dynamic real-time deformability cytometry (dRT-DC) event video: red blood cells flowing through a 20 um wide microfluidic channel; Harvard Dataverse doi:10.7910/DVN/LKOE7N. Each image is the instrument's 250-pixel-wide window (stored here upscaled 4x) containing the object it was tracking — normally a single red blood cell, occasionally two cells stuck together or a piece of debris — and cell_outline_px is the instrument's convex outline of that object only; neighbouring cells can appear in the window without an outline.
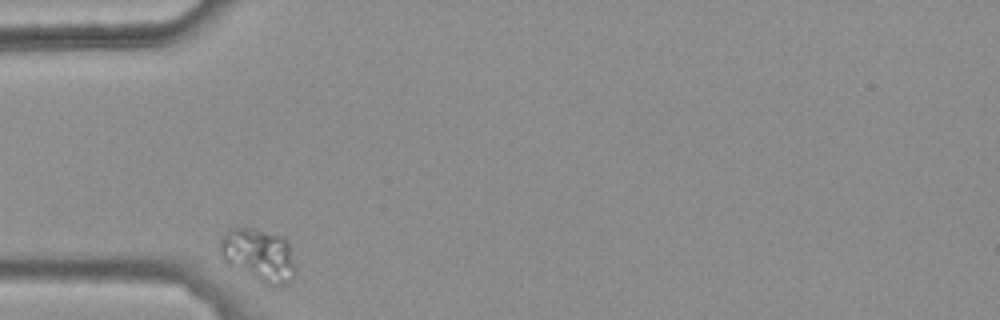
{"species": "common noctule bat (a hibernating species)", "species_latin": "Nyctalus noctula", "temperature_condition": "warm", "stored_images_in_passage": 31, "camera_frame_rate_fps": 3000, "um_per_image_px": 0.085, "animal": {"sex": "female", "body_mass_g": 25.1}, "frame": {"image": 1, "passage_image": 1, "time_ms": 0.0, "image_size_px": [1000, 320], "cell_outline_px": [[296, 276], [284, 288], [268, 288], [260, 284], [224, 264], [220, 252], [220, 240], [232, 228], [256, 228], [280, 236], [288, 244], [296, 268]], "centroid_in_image_um": [22.0, 21.81], "position_along_channel_um": 63.0, "area_um2": 24.28}}
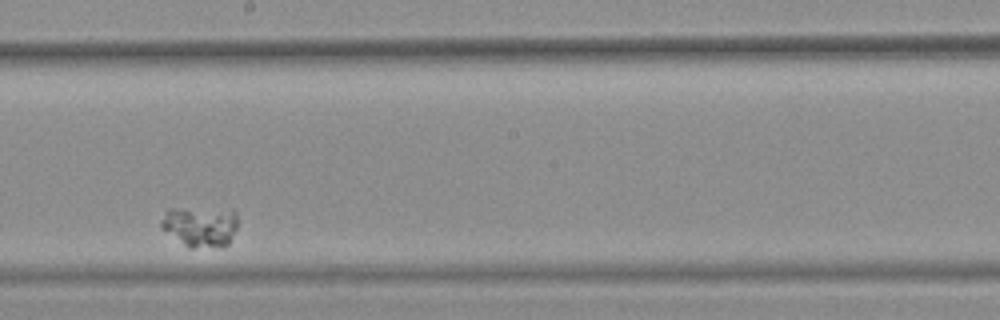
{"frame": {"image": 2, "passage_image": 18, "time_ms": 5.667, "image_size_px": [1000, 320], "cell_outline_px": [[236, 228], [228, 244], [192, 248], [188, 248], [160, 228], [160, 220], [168, 208], [232, 208], [236, 212]], "centroid_in_image_um": [16.99, 19.2], "position_along_channel_um": 231.2, "area_um2": 18.32}}
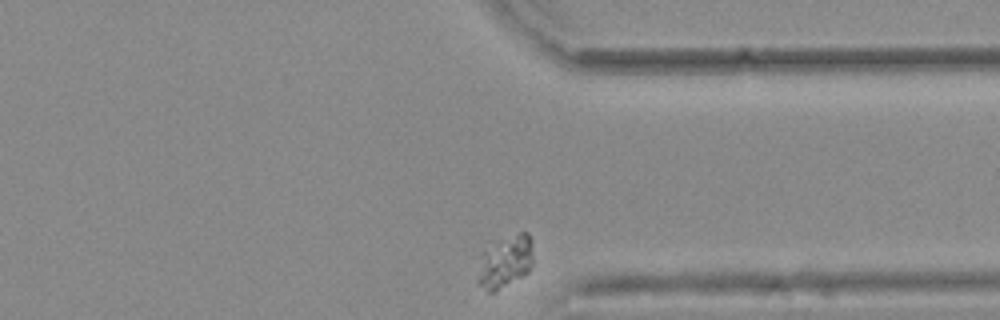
{"frame": {"image": 3, "passage_image": 31, "time_ms": 10.0, "image_size_px": [1000, 320], "cell_outline_px": [[532, 264], [528, 272], [524, 276], [496, 292], [488, 292], [476, 284], [476, 256], [484, 240], [520, 232], [528, 232], [532, 256]], "centroid_in_image_um": [42.76, 22.19], "position_along_channel_um": 368.6, "area_um2": 18.79}}